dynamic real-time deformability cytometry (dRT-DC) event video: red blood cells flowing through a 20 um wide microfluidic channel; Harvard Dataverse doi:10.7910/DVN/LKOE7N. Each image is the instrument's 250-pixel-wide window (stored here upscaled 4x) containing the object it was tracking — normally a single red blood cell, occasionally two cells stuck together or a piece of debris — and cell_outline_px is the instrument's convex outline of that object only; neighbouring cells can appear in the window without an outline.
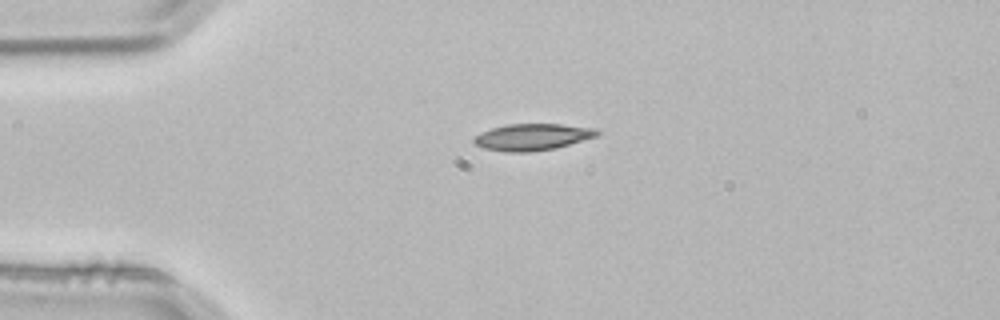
{"species": "common noctule bat (a hibernating species)", "species_latin": "Nyctalus noctula", "temperature_condition": "room temperature", "stored_images_in_passage": 2, "camera_frame_rate_fps": 3000, "um_per_image_px": 0.085, "animal": {"sex": "male", "body_mass_g": 21.5, "forearm_length_mm": 52.0}, "frame": {"image": 1, "passage_image": 1, "time_ms": 0.0, "image_size_px": [1000, 320], "cell_outline_px": [[600, 132], [596, 136], [556, 148], [532, 152], [504, 152], [484, 148], [476, 144], [472, 140], [480, 132], [492, 128], [508, 124], [560, 124], [596, 128]], "centroid_in_image_um": [45.24, 11.65], "position_along_channel_um": 39.8, "area_um2": 19.07}}
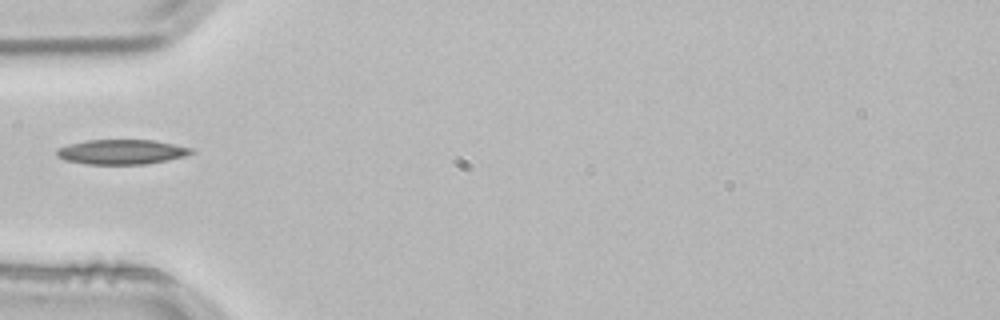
{"frame": {"image": 2, "passage_image": 2, "time_ms": 0.333, "image_size_px": [1000, 320], "cell_outline_px": [[196, 152], [184, 156], [168, 160], [148, 164], [88, 164], [64, 160], [56, 156], [56, 148], [68, 144], [84, 140], [156, 140], [192, 148]], "centroid_in_image_um": [10.32, 12.91], "position_along_channel_um": 74.7, "area_um2": 19.65}}